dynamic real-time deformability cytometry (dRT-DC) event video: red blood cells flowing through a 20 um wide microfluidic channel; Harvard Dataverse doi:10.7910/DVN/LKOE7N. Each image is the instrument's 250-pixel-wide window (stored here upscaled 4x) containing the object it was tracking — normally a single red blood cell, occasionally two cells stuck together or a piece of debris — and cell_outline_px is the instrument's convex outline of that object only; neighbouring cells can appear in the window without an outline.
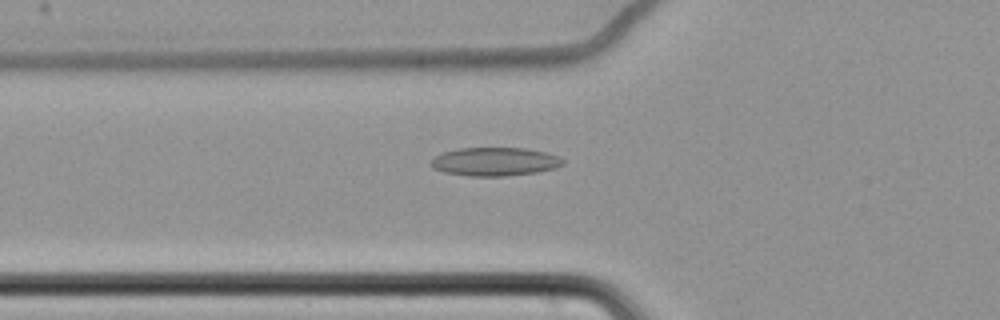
{"species": "common noctule bat (a hibernating species)", "species_latin": "Nyctalus noctula", "temperature_condition": "cold", "stored_images_in_passage": 49, "camera_frame_rate_fps": 3000, "um_per_image_px": 0.085, "animal": {"sex": "female", "body_mass_g": 22.7, "forearm_length_mm": 54.2}, "frame": {"image": 1, "passage_image": 11, "time_ms": 3.333, "image_size_px": [1000, 320], "cell_outline_px": [[564, 164], [556, 168], [536, 172], [504, 176], [468, 176], [444, 172], [432, 168], [428, 164], [436, 156], [444, 152], [456, 148], [528, 148], [560, 156], [564, 160]], "centroid_in_image_um": [42.06, 13.74], "position_along_channel_um": 83.7, "area_um2": 22.02}}
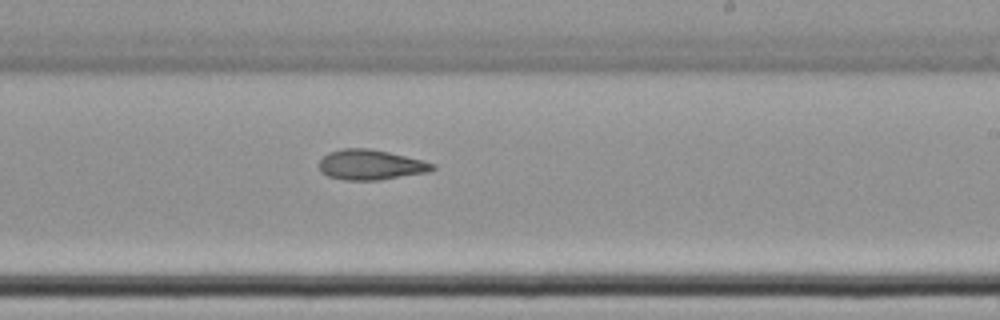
{"frame": {"image": 2, "passage_image": 26, "time_ms": 8.333, "image_size_px": [1000, 320], "cell_outline_px": [[436, 168], [428, 172], [380, 180], [344, 180], [328, 176], [320, 172], [320, 160], [328, 152], [344, 148], [372, 148], [424, 160], [436, 164]], "centroid_in_image_um": [31.53, 14.0], "position_along_channel_um": 257.5, "area_um2": 20.11}}
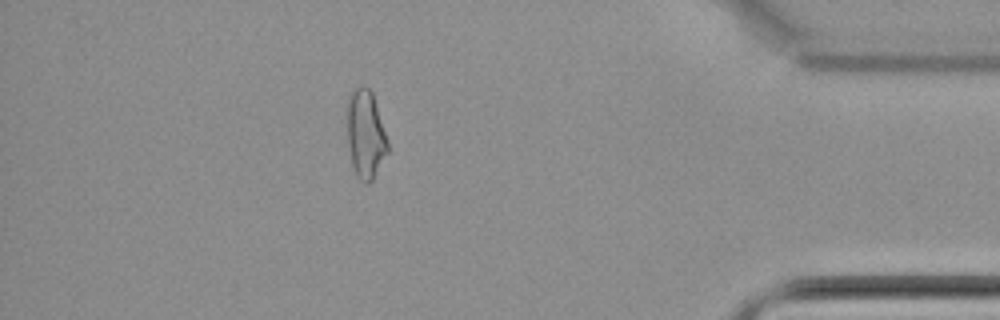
{"frame": {"image": 3, "passage_image": 42, "time_ms": 13.667, "image_size_px": [1000, 320], "cell_outline_px": [[388, 152], [372, 180], [368, 184], [364, 184], [356, 176], [352, 168], [348, 144], [348, 96], [352, 88], [360, 84], [364, 84], [372, 92], [388, 140]], "centroid_in_image_um": [31.06, 11.4], "position_along_channel_um": 404.1, "area_um2": 21.1}}